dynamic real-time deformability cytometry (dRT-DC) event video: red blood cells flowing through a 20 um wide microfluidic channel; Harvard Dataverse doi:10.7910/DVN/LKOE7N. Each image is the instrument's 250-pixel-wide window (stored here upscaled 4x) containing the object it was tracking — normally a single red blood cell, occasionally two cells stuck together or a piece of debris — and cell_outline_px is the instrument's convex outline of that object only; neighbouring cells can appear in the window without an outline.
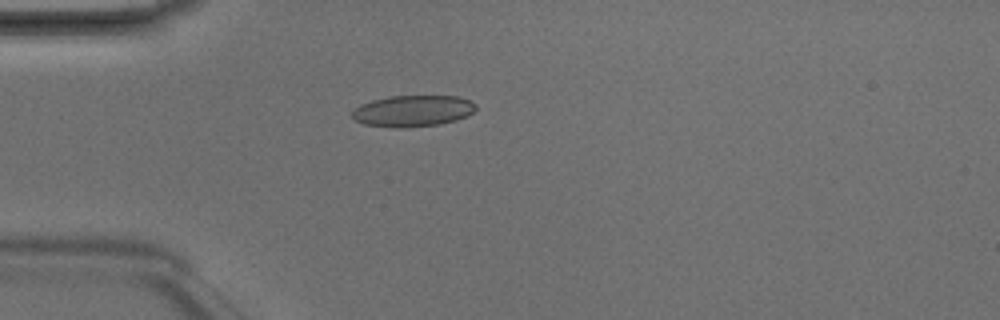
{"species": "Egyptian fruit bat (a non-hibernating species)", "species_latin": "Rousettus aegyptiacus", "temperature_condition": "room temperature", "stored_images_in_passage": 1, "camera_frame_rate_fps": 3000, "um_per_image_px": 0.085, "animal": {"sex": "male"}, "frame": {"image": 1, "passage_image": 1, "time_ms": 0.0, "image_size_px": [1000, 320], "cell_outline_px": [[476, 108], [468, 116], [456, 120], [440, 124], [400, 128], [396, 128], [364, 124], [356, 120], [352, 116], [352, 112], [360, 104], [372, 100], [388, 96], [456, 96], [468, 100], [476, 104]], "centroid_in_image_um": [35.09, 9.43], "position_along_channel_um": 49.9, "area_um2": 22.54}}